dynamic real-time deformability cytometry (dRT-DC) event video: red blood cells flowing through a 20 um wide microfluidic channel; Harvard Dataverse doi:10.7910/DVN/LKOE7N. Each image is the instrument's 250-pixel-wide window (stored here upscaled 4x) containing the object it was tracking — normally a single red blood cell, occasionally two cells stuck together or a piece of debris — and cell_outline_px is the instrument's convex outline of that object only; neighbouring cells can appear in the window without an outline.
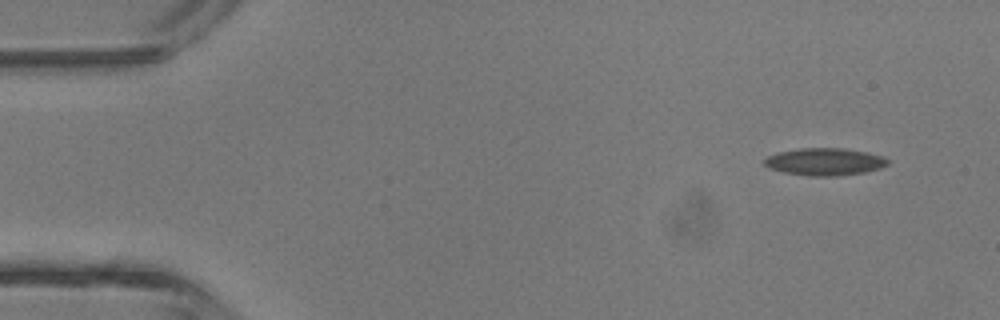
{"species": "common noctule bat (a hibernating species)", "species_latin": "Nyctalus noctula", "temperature_condition": "room temperature", "stored_images_in_passage": 4, "camera_frame_rate_fps": 3000, "um_per_image_px": 0.085, "animal": {"sex": "male", "body_mass_g": 13.3}, "frame": {"image": 1, "passage_image": 1, "time_ms": 0.0, "image_size_px": [1000, 320], "cell_outline_px": [[888, 164], [880, 168], [864, 172], [836, 176], [808, 176], [784, 172], [768, 168], [764, 164], [764, 160], [768, 156], [776, 152], [800, 148], [840, 148], [864, 152], [880, 156], [888, 160]], "centroid_in_image_um": [70.04, 13.75], "position_along_channel_um": 15.0, "area_um2": 19.48}}
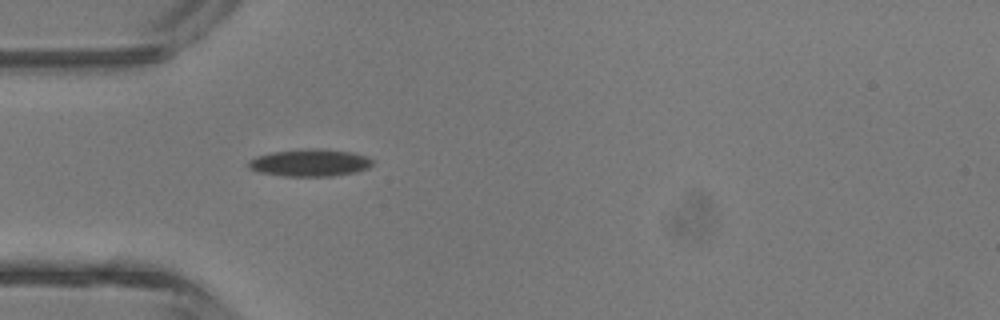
{"frame": {"image": 2, "passage_image": 4, "time_ms": 3.333, "image_size_px": [1000, 320], "cell_outline_px": [[372, 164], [368, 168], [356, 172], [332, 176], [284, 176], [260, 172], [248, 168], [248, 160], [256, 156], [272, 152], [308, 148], [316, 148], [352, 152], [368, 156], [372, 160]], "centroid_in_image_um": [26.34, 13.83], "position_along_channel_um": 58.7, "area_um2": 19.77}}